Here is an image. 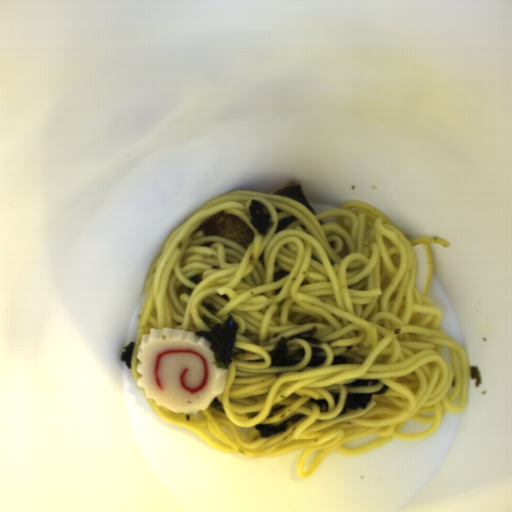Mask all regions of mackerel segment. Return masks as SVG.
Masks as SVG:
<instances>
[{
    "label": "mackerel segment",
    "mask_w": 512,
    "mask_h": 512,
    "mask_svg": "<svg viewBox=\"0 0 512 512\" xmlns=\"http://www.w3.org/2000/svg\"><path fill=\"white\" fill-rule=\"evenodd\" d=\"M203 231L204 237H222L244 249H249L255 234L240 217L221 211L198 225L195 232Z\"/></svg>",
    "instance_id": "mackerel-segment-1"
},
{
    "label": "mackerel segment",
    "mask_w": 512,
    "mask_h": 512,
    "mask_svg": "<svg viewBox=\"0 0 512 512\" xmlns=\"http://www.w3.org/2000/svg\"><path fill=\"white\" fill-rule=\"evenodd\" d=\"M300 203L314 216L318 215L300 181H293L277 192L269 193Z\"/></svg>",
    "instance_id": "mackerel-segment-2"
},
{
    "label": "mackerel segment",
    "mask_w": 512,
    "mask_h": 512,
    "mask_svg": "<svg viewBox=\"0 0 512 512\" xmlns=\"http://www.w3.org/2000/svg\"><path fill=\"white\" fill-rule=\"evenodd\" d=\"M297 219L298 218L291 215V216H288V217L278 220L276 228H275V234L286 229L289 225H291Z\"/></svg>",
    "instance_id": "mackerel-segment-3"
}]
</instances>
